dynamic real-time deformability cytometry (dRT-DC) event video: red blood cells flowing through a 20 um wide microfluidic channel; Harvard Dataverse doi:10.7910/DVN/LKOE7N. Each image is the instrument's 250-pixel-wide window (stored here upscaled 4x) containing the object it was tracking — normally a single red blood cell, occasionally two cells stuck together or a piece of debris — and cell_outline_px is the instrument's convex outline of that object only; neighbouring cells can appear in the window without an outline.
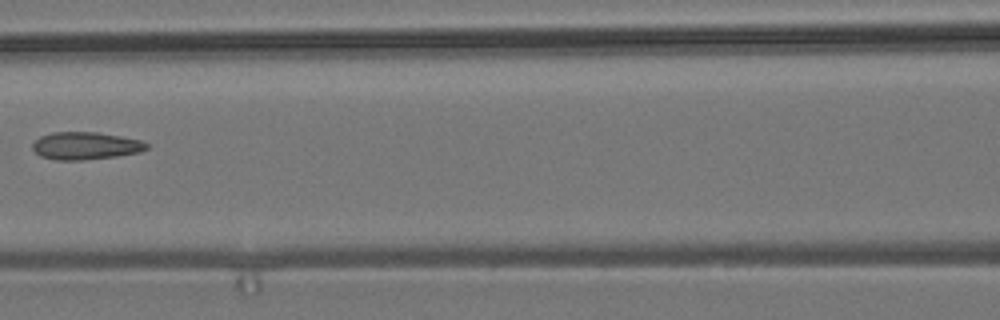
{"species": "common noctule bat (a hibernating species)", "species_latin": "Nyctalus noctula", "temperature_condition": "room temperature", "stored_images_in_passage": 4, "camera_frame_rate_fps": 3000, "um_per_image_px": 0.085, "animal": {"sex": "male", "body_mass_g": 19.2, "forearm_length_mm": 51.8}, "frame": {"image": 1, "passage_image": 4, "time_ms": 1.0, "image_size_px": [1000, 320], "cell_outline_px": [[148, 148], [140, 152], [116, 156], [80, 160], [56, 160], [40, 156], [32, 148], [32, 144], [40, 136], [52, 132], [96, 132], [120, 136], [140, 140], [148, 144]], "centroid_in_image_um": [7.25, 12.39], "position_along_channel_um": 159.3, "area_um2": 18.21}}